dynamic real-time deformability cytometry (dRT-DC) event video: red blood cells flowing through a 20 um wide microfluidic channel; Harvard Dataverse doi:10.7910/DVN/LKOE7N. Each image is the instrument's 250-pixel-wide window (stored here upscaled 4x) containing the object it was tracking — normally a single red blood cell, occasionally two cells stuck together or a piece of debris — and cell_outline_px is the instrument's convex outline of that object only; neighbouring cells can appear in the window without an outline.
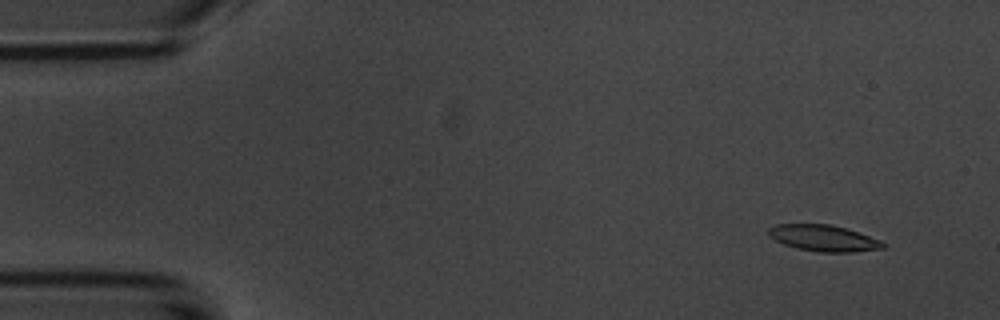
{"species": "common noctule bat (a hibernating species)", "species_latin": "Nyctalus noctula", "temperature_condition": "room temperature", "stored_images_in_passage": 53, "camera_frame_rate_fps": 3000, "um_per_image_px": 0.085, "animal": {"sex": "male", "body_mass_g": 20.1, "forearm_length_mm": 53.5}, "frame": {"image": 1, "passage_image": 3, "time_ms": 0.667, "image_size_px": [1000, 320], "cell_outline_px": [[888, 244], [884, 248], [852, 252], [820, 252], [800, 248], [784, 244], [768, 236], [768, 228], [776, 224], [832, 224], [880, 240]], "centroid_in_image_um": [70.0, 20.23], "position_along_channel_um": 15.0, "area_um2": 17.34}}
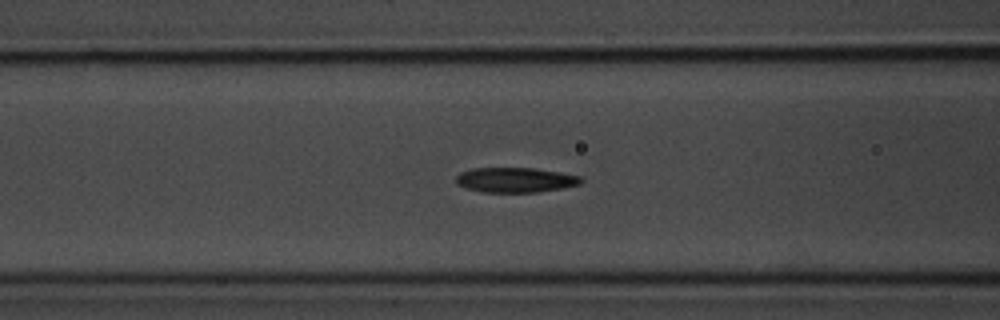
{"frame": {"image": 2, "passage_image": 20, "time_ms": 6.333, "image_size_px": [1000, 320], "cell_outline_px": [[584, 180], [580, 184], [560, 188], [536, 192], [484, 192], [468, 188], [456, 184], [456, 176], [460, 172], [472, 168], [532, 168], [560, 172], [580, 176]], "centroid_in_image_um": [43.79, 15.29], "position_along_channel_um": 122.8, "area_um2": 18.03}}
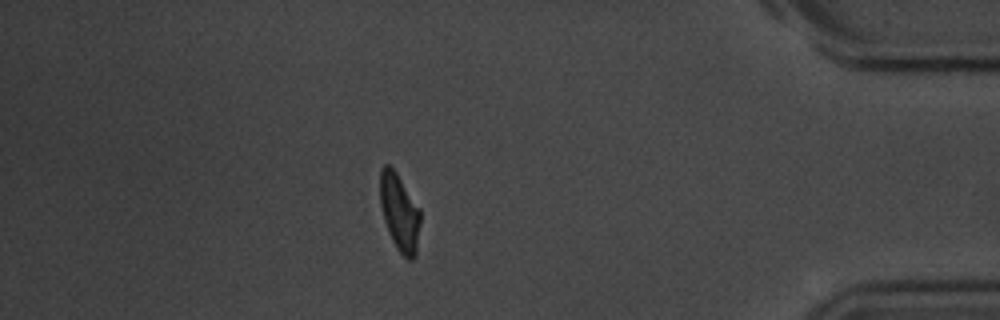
{"frame": {"image": 3, "passage_image": 46, "time_ms": 15.0, "image_size_px": [1000, 320], "cell_outline_px": [[420, 224], [416, 256], [412, 260], [408, 260], [396, 248], [388, 232], [384, 220], [380, 204], [380, 168], [384, 164], [388, 164], [396, 172], [420, 208]], "centroid_in_image_um": [33.96, 18.06], "position_along_channel_um": 401.2, "area_um2": 18.26}, "authors_computed_cell_mechanics": {"area_um2": 18.4382, "velocity_mm_per_s": 3.6917, "shape_relaxation_time_tau1_ms": 4.0501, "shape_relaxation_time_tau2_ms": 5.6075, "deformation_change_tau1": 0.1618, "deformation_change_tau2": 0.1395}}